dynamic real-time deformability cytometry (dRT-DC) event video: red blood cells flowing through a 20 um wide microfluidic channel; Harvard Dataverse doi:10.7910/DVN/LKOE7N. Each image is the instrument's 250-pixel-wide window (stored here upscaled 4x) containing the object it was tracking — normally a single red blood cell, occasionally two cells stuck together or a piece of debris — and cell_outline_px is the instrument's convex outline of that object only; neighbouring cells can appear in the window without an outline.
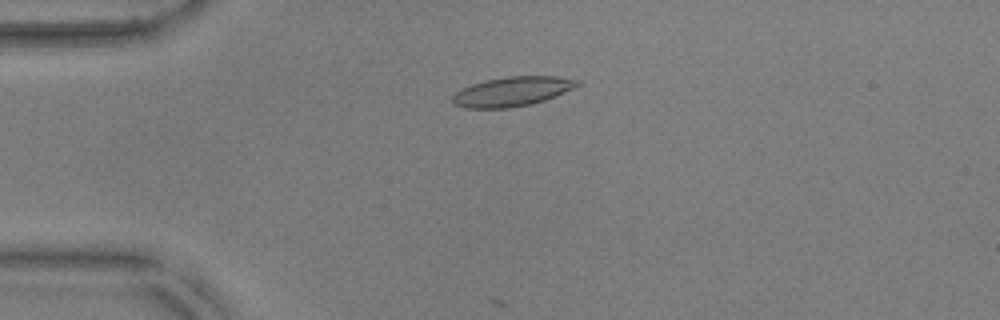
{"species": "common noctule bat (a hibernating species)", "species_latin": "Nyctalus noctula", "temperature_condition": "warm", "stored_images_in_passage": 31, "camera_frame_rate_fps": 3000, "um_per_image_px": 0.085, "animal": {"sex": "male", "body_mass_g": 17.9, "forearm_length_mm": 54.2}, "frame": {"image": 1, "passage_image": 3, "time_ms": 0.667, "image_size_px": [1000, 320], "cell_outline_px": [[584, 80], [580, 84], [556, 96], [532, 104], [508, 108], [464, 108], [452, 104], [452, 96], [460, 88], [484, 80], [508, 76], [556, 76]], "centroid_in_image_um": [43.53, 7.77], "position_along_channel_um": 41.5, "area_um2": 21.68}}
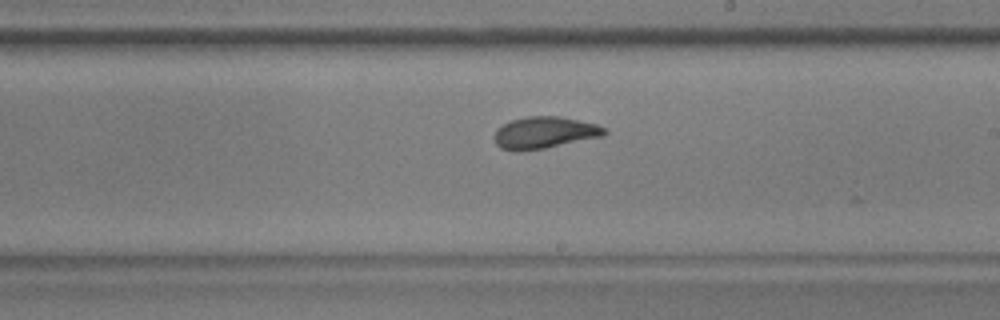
{"frame": {"image": 2, "passage_image": 21, "time_ms": 6.667, "image_size_px": [1000, 320], "cell_outline_px": [[608, 132], [604, 136], [544, 148], [520, 152], [500, 148], [496, 144], [492, 136], [496, 128], [512, 120], [528, 116], [560, 116], [580, 120], [596, 124], [608, 128]], "centroid_in_image_um": [46.28, 11.27], "position_along_channel_um": 242.7, "area_um2": 20.69}}
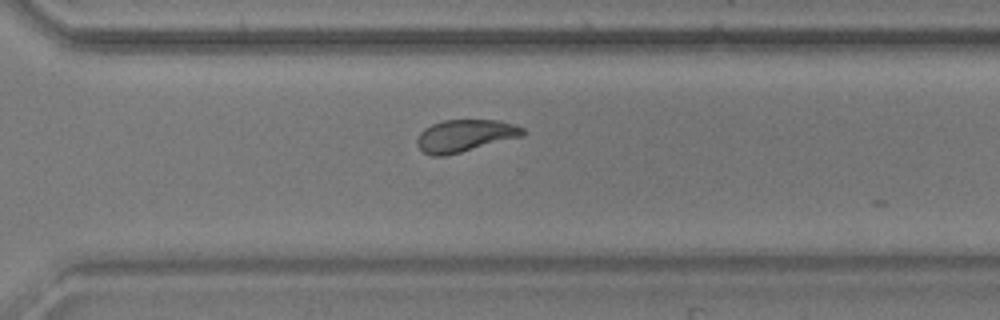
{"frame": {"image": 3, "passage_image": 28, "time_ms": 9.0, "image_size_px": [1000, 320], "cell_outline_px": [[524, 136], [444, 156], [432, 156], [424, 152], [416, 144], [416, 140], [420, 132], [424, 128], [432, 124], [444, 120], [500, 120], [516, 124], [524, 128]], "centroid_in_image_um": [39.53, 11.52], "position_along_channel_um": 331.1, "area_um2": 19.88}}